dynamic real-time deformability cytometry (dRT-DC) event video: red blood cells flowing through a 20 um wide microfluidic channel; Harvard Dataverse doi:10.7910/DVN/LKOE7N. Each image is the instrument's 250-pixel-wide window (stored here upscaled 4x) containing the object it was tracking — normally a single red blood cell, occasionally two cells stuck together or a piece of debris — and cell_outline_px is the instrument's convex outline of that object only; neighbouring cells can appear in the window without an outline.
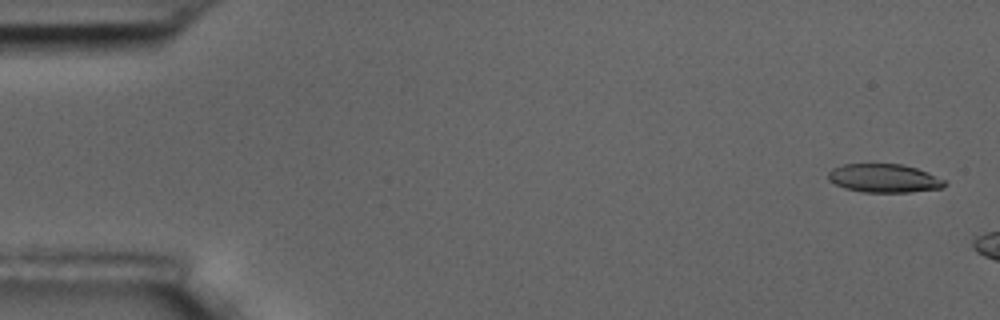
{"species": "common noctule bat (a hibernating species)", "species_latin": "Nyctalus noctula", "temperature_condition": "room temperature", "stored_images_in_passage": 2, "camera_frame_rate_fps": 3000, "um_per_image_px": 0.085, "animal": {"sex": "male", "body_mass_g": 17.5, "forearm_length_mm": 52.3}, "frame": {"image": 1, "passage_image": 1, "time_ms": 0.0, "image_size_px": [1000, 320], "cell_outline_px": [[948, 184], [944, 188], [908, 192], [864, 192], [844, 188], [828, 180], [828, 172], [832, 168], [844, 164], [900, 164], [916, 168], [944, 180]], "centroid_in_image_um": [75.13, 15.15], "position_along_channel_um": 9.9, "area_um2": 19.25}}